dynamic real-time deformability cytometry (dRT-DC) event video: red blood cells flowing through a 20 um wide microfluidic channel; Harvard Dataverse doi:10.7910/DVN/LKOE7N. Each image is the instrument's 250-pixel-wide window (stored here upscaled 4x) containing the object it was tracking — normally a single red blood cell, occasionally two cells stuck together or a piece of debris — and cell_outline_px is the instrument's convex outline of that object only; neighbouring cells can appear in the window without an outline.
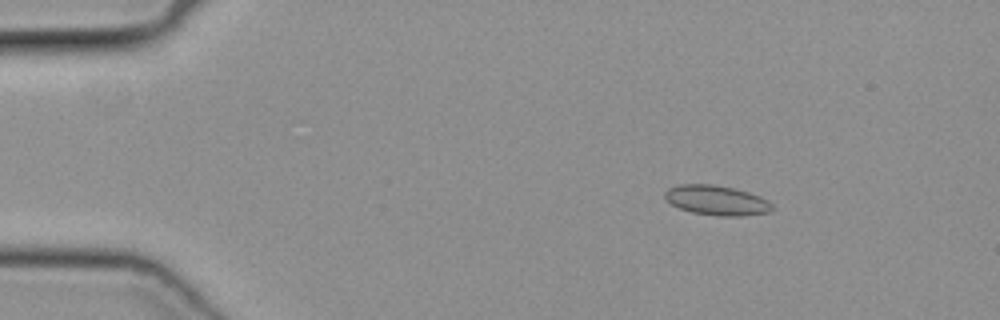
{"species": "common noctule bat (a hibernating species)", "species_latin": "Nyctalus noctula", "temperature_condition": "cold", "stored_images_in_passage": 49, "camera_frame_rate_fps": 3000, "um_per_image_px": 0.085, "animal": {"sex": "female", "body_mass_g": 19.3, "forearm_length_mm": 54.1}, "frame": {"image": 1, "passage_image": 7, "time_ms": 2.0, "image_size_px": [1000, 320], "cell_outline_px": [[772, 208], [768, 212], [744, 216], [716, 216], [692, 212], [680, 208], [672, 204], [664, 196], [664, 192], [668, 188], [680, 184], [712, 184], [732, 188], [748, 192], [760, 196], [768, 200], [772, 204]], "centroid_in_image_um": [60.91, 17.03], "position_along_channel_um": 24.1, "area_um2": 18.55}}
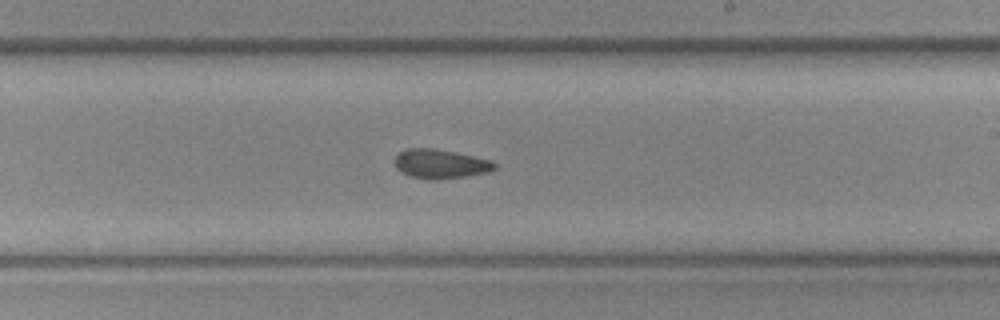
{"frame": {"image": 2, "passage_image": 29, "time_ms": 9.333, "image_size_px": [1000, 320], "cell_outline_px": [[496, 168], [488, 172], [464, 176], [436, 180], [428, 180], [408, 176], [400, 172], [396, 168], [392, 160], [400, 152], [408, 148], [432, 148], [492, 160], [496, 164]], "centroid_in_image_um": [37.37, 13.94], "position_along_channel_um": 251.6, "area_um2": 17.05}}
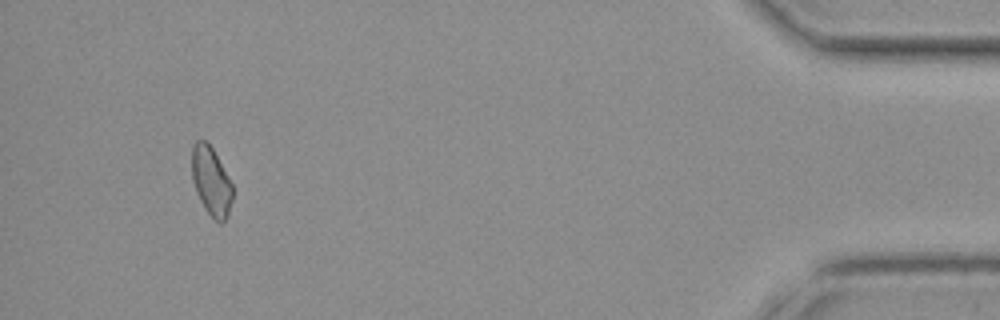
{"frame": {"image": 3, "passage_image": 46, "time_ms": 15.0, "image_size_px": [1000, 320], "cell_outline_px": [[232, 200], [228, 216], [220, 224], [204, 208], [196, 192], [192, 180], [192, 144], [196, 140], [204, 140], [212, 148], [228, 176], [232, 184]], "centroid_in_image_um": [17.94, 15.4], "position_along_channel_um": 417.3, "area_um2": 16.18}}